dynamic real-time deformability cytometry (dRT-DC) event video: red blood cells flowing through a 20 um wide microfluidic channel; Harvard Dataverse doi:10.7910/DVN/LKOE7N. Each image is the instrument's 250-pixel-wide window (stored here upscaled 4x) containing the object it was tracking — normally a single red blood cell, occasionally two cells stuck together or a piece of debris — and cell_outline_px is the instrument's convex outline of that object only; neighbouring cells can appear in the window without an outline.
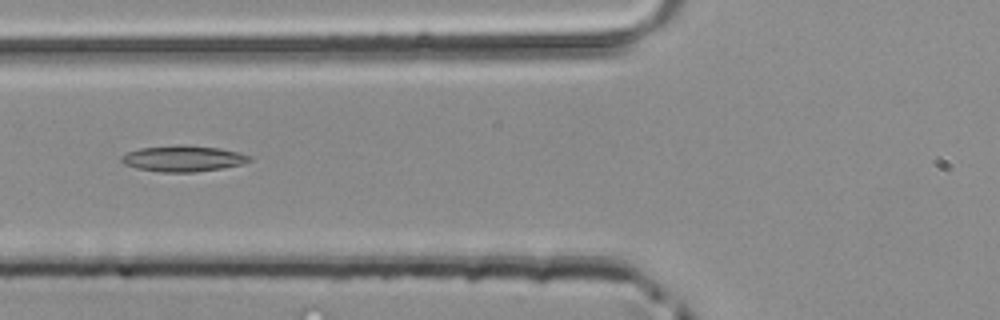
{"species": "common noctule bat (a hibernating species)", "species_latin": "Nyctalus noctula", "temperature_condition": "room temperature", "stored_images_in_passage": 34, "camera_frame_rate_fps": 3000, "um_per_image_px": 0.085, "animal": {"sex": "male", "body_mass_g": 20.4}, "frame": {"image": 1, "passage_image": 5, "time_ms": 1.333, "image_size_px": [1000, 320], "cell_outline_px": [[252, 160], [240, 164], [220, 168], [196, 172], [160, 172], [136, 168], [124, 164], [120, 160], [120, 156], [128, 152], [140, 148], [176, 144], [180, 144], [220, 148], [252, 156]], "centroid_in_image_um": [15.52, 13.47], "position_along_channel_um": 110.3, "area_um2": 19.42}}
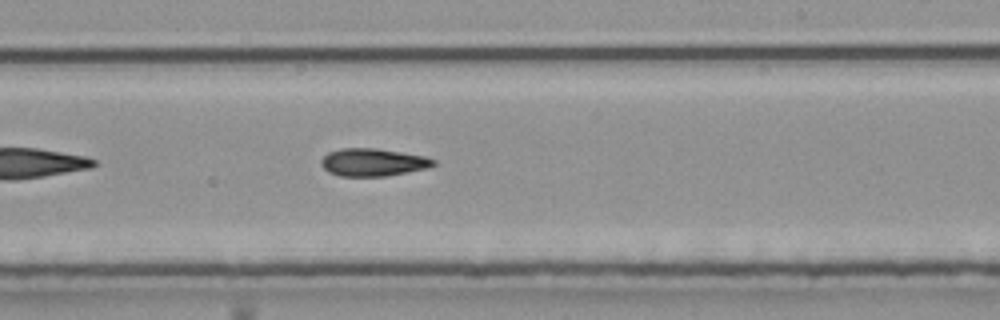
{"frame": {"image": 2, "passage_image": 15, "time_ms": 4.667, "image_size_px": [1000, 320], "cell_outline_px": [[436, 164], [428, 168], [388, 176], [340, 176], [328, 172], [320, 164], [320, 160], [328, 152], [340, 148], [376, 148], [424, 156], [436, 160]], "centroid_in_image_um": [31.69, 13.79], "position_along_channel_um": 257.3, "area_um2": 18.21}}
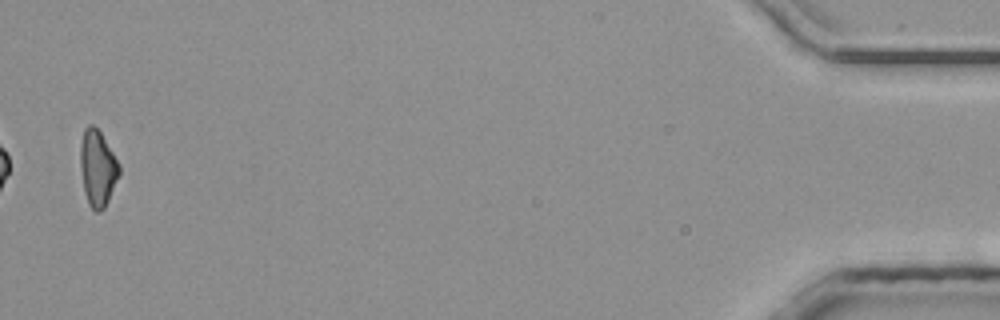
{"frame": {"image": 3, "passage_image": 33, "time_ms": 10.667, "image_size_px": [1000, 320], "cell_outline_px": [[120, 172], [108, 200], [104, 208], [100, 212], [96, 212], [88, 204], [84, 192], [80, 164], [80, 144], [84, 128], [88, 124], [92, 124], [100, 132], [120, 164]], "centroid_in_image_um": [8.28, 14.29], "position_along_channel_um": 426.9, "area_um2": 17.17}}